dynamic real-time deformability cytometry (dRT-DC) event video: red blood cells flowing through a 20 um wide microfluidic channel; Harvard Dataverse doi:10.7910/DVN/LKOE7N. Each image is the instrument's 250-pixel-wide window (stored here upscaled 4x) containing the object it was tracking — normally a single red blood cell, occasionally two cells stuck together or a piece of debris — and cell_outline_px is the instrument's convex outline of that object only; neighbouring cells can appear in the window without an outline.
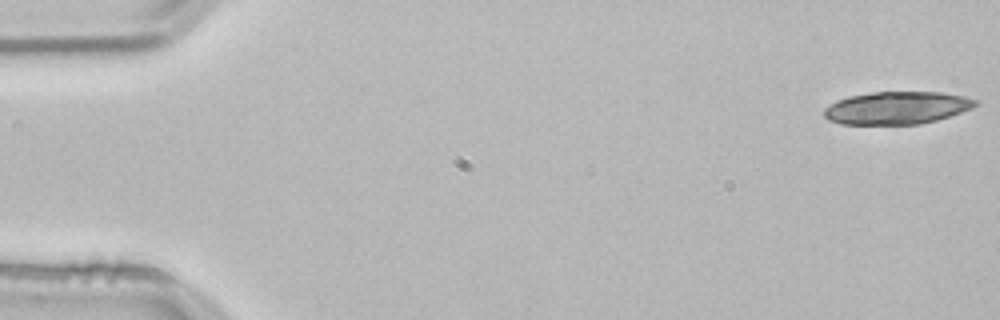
{"species": "common noctule bat (a hibernating species)", "species_latin": "Nyctalus noctula", "temperature_condition": "room temperature", "stored_images_in_passage": 40, "camera_frame_rate_fps": 3000, "um_per_image_px": 0.085, "animal": {"sex": "male", "body_mass_g": 21.5, "forearm_length_mm": 52.0}, "frame": {"image": 1, "passage_image": 1, "time_ms": 0.0, "image_size_px": [1000, 320], "cell_outline_px": [[980, 104], [972, 108], [936, 120], [920, 124], [840, 124], [828, 120], [824, 116], [824, 108], [836, 100], [848, 96], [872, 92], [940, 92], [964, 96], [980, 100]], "centroid_in_image_um": [76.24, 9.16], "position_along_channel_um": 8.8, "area_um2": 28.9}, "authors_computed_cell_mechanics": {"area_um2": 19.1896, "velocity_mm_per_s": 3.837, "shape_relaxation_time_tau1_ms": 3.5151, "shape_relaxation_time_tau2_ms": null, "deformation_change_tau1": 0.1034, "deformation_change_tau2": null}}